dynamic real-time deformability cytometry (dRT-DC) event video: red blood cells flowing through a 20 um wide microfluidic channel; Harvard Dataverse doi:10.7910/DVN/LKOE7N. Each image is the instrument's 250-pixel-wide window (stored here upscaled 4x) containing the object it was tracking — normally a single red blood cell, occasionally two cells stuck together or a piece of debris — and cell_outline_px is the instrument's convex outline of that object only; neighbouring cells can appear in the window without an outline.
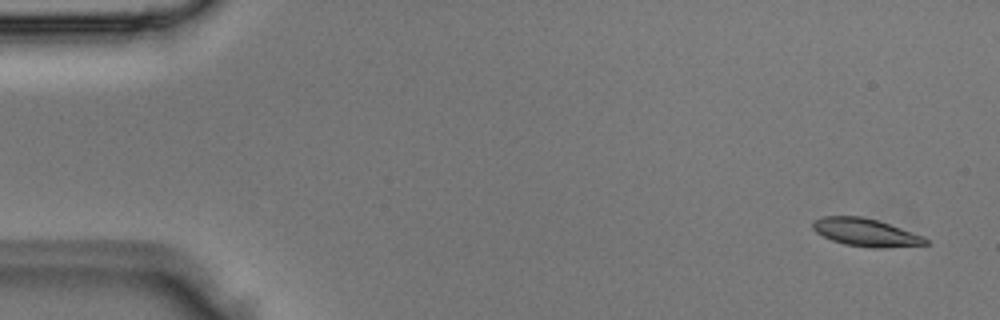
{"species": "Egyptian fruit bat (a non-hibernating species)", "species_latin": "Rousettus aegyptiacus", "temperature_condition": "room temperature", "stored_images_in_passage": 4, "camera_frame_rate_fps": 3000, "um_per_image_px": 0.085, "animal": {"sex": "male"}, "frame": {"image": 1, "passage_image": 4, "time_ms": 1.0, "image_size_px": [1000, 320], "cell_outline_px": [[928, 244], [880, 248], [872, 248], [844, 244], [832, 240], [816, 232], [812, 228], [812, 224], [816, 220], [824, 216], [860, 216], [876, 220], [924, 236], [928, 240]], "centroid_in_image_um": [73.58, 19.76], "position_along_channel_um": 11.4, "area_um2": 17.98}}